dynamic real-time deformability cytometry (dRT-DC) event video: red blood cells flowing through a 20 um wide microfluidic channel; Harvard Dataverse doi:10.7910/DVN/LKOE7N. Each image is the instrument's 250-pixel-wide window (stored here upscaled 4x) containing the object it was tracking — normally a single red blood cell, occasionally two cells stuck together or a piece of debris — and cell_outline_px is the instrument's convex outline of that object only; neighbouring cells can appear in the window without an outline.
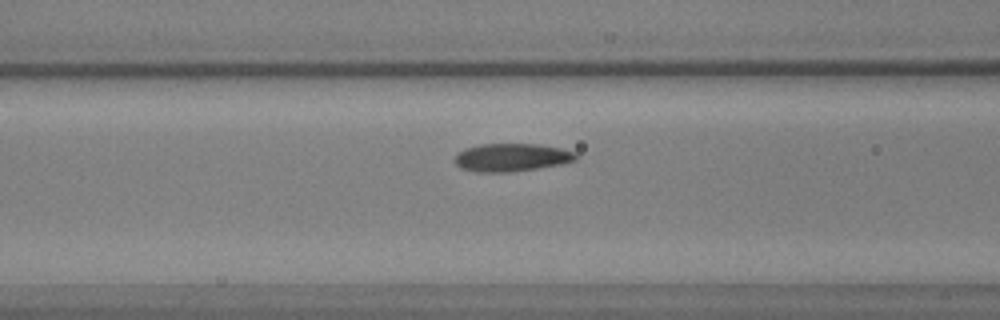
{"species": "common noctule bat (a hibernating species)", "species_latin": "Nyctalus noctula", "temperature_condition": "warm", "stored_images_in_passage": 45, "camera_frame_rate_fps": 3000, "um_per_image_px": 0.085, "animal": {"sex": "male", "body_mass_g": 17.9, "forearm_length_mm": 54.2}, "frame": {"image": 1, "passage_image": 14, "time_ms": 4.333, "image_size_px": [1000, 320], "cell_outline_px": [[576, 160], [564, 164], [512, 172], [476, 172], [460, 168], [452, 160], [456, 152], [464, 148], [480, 144], [540, 144], [560, 148], [576, 152]], "centroid_in_image_um": [43.44, 13.38], "position_along_channel_um": 123.2, "area_um2": 20.11}}
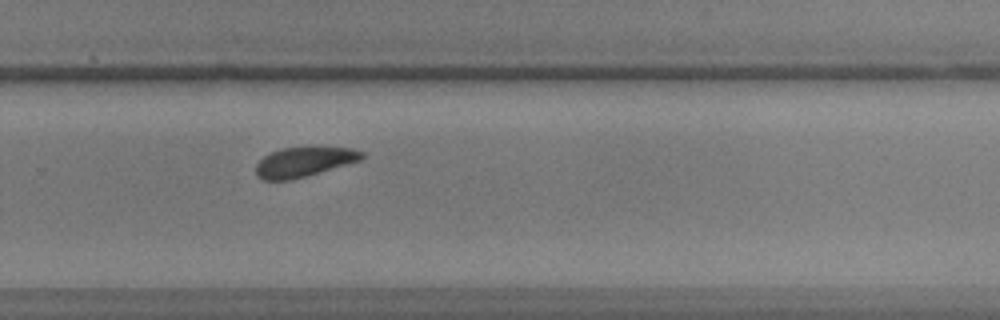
{"frame": {"image": 2, "passage_image": 28, "time_ms": 9.0, "image_size_px": [1000, 320], "cell_outline_px": [[364, 156], [360, 160], [304, 176], [288, 180], [264, 180], [256, 176], [256, 164], [264, 156], [280, 148], [352, 148], [364, 152]], "centroid_in_image_um": [25.79, 13.76], "position_along_channel_um": 304.0, "area_um2": 17.8}}
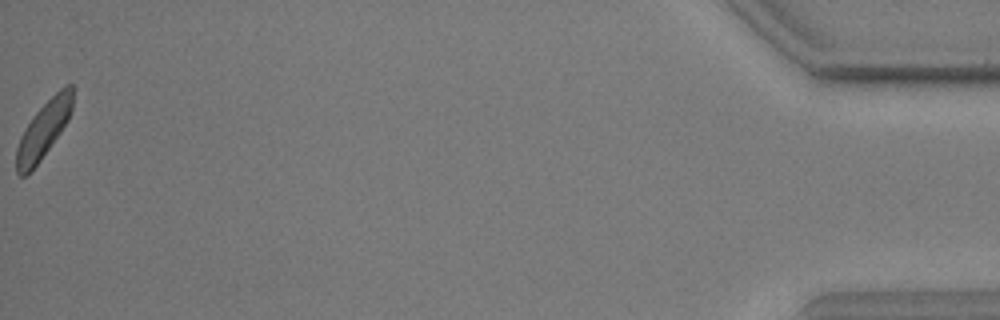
{"frame": {"image": 3, "passage_image": 45, "time_ms": 14.667, "image_size_px": [1000, 320], "cell_outline_px": [[72, 108], [68, 120], [60, 132], [40, 160], [28, 176], [20, 176], [16, 172], [16, 148], [20, 136], [36, 112], [60, 88], [68, 84], [72, 84]], "centroid_in_image_um": [3.67, 11.07], "position_along_channel_um": 431.5, "area_um2": 18.26}, "authors_computed_cell_mechanics": {"area_um2": 19.3052, "velocity_mm_per_s": 3.887, "shape_relaxation_time_tau1_ms": 3.7123, "shape_relaxation_time_tau2_ms": 7.1163, "deformation_change_tau1": 0.139, "deformation_change_tau2": 0.1322}}